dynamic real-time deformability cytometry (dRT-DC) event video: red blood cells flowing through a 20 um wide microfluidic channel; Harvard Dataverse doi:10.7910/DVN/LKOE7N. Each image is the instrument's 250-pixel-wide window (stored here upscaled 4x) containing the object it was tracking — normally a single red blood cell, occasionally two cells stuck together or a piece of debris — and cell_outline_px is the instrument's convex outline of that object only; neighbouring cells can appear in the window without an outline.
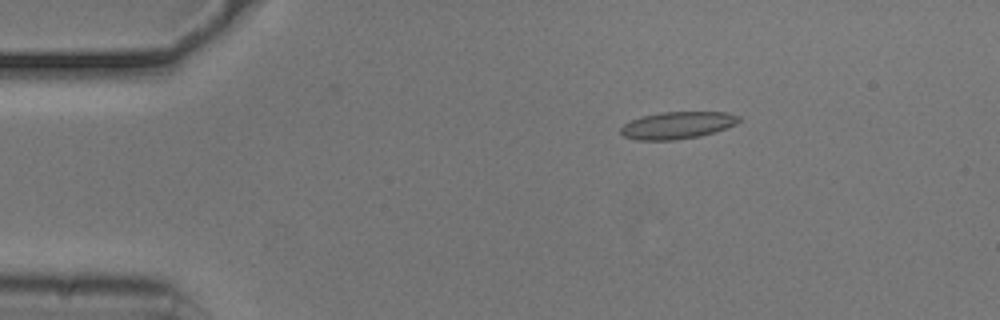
{"species": "common noctule bat (a hibernating species)", "species_latin": "Nyctalus noctula", "temperature_condition": "cold", "stored_images_in_passage": 35, "camera_frame_rate_fps": 3000, "um_per_image_px": 0.085, "animal": {"sex": "male", "body_mass_g": 20.5, "forearm_length_mm": 52.5}, "frame": {"image": 1, "passage_image": 3, "time_ms": 0.667, "image_size_px": [1000, 320], "cell_outline_px": [[740, 120], [736, 124], [700, 136], [672, 140], [636, 140], [624, 136], [620, 132], [620, 128], [624, 124], [640, 116], [660, 112], [728, 112], [740, 116]], "centroid_in_image_um": [57.55, 10.64], "position_along_channel_um": 27.4, "area_um2": 18.61}}
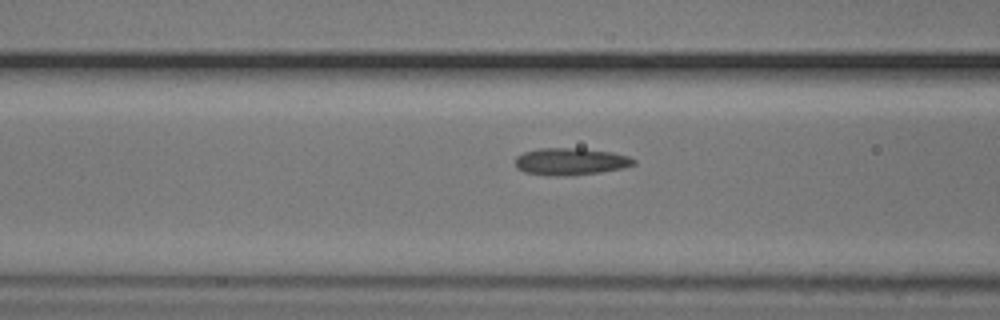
{"frame": {"image": 2, "passage_image": 15, "time_ms": 4.667, "image_size_px": [1000, 320], "cell_outline_px": [[636, 164], [624, 168], [600, 172], [556, 176], [524, 172], [516, 168], [516, 156], [524, 152], [536, 148], [580, 148], [612, 152], [628, 156], [636, 160]], "centroid_in_image_um": [48.5, 13.71], "position_along_channel_um": 118.1, "area_um2": 18.67}}
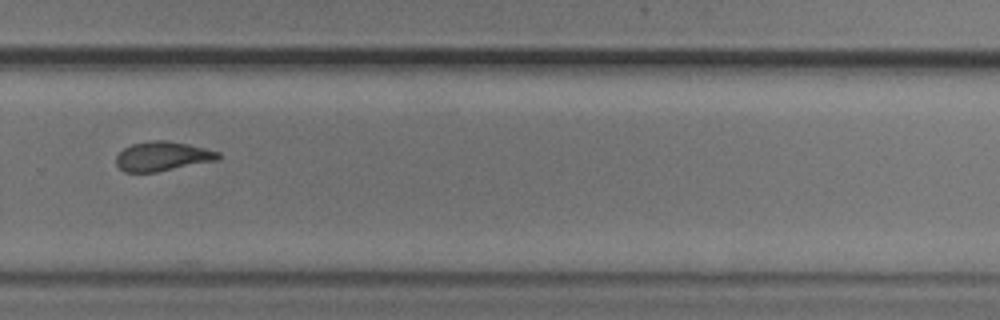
{"frame": {"image": 3, "passage_image": 31, "time_ms": 10.0, "image_size_px": [1000, 320], "cell_outline_px": [[220, 160], [156, 172], [124, 172], [116, 164], [116, 156], [124, 148], [132, 144], [152, 140], [164, 140], [188, 144], [220, 152]], "centroid_in_image_um": [13.83, 13.29], "position_along_channel_um": 316.0, "area_um2": 17.51}}